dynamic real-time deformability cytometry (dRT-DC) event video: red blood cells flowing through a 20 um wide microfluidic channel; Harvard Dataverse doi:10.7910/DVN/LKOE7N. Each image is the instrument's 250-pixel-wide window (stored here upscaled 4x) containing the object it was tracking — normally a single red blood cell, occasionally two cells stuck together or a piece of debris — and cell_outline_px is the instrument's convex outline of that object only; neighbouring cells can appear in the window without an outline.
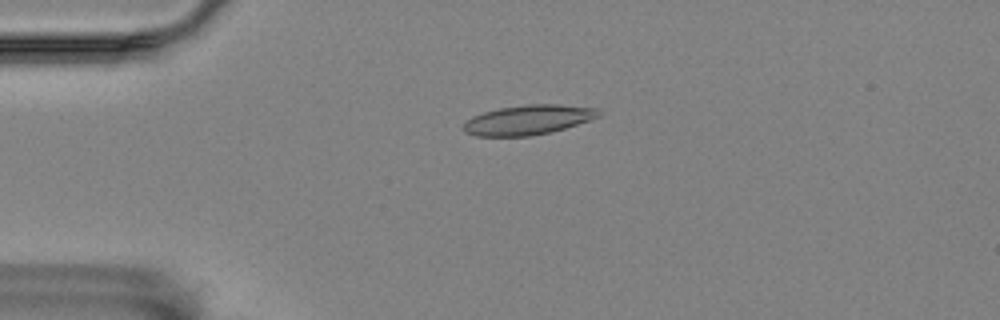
{"species": "Egyptian fruit bat (a non-hibernating species)", "species_latin": "Rousettus aegyptiacus", "temperature_condition": "room temperature", "stored_images_in_passage": 3, "camera_frame_rate_fps": 3000, "um_per_image_px": 0.085, "animal": {"sex": "female"}, "frame": {"image": 1, "passage_image": 1, "time_ms": 0.0, "image_size_px": [1000, 320], "cell_outline_px": [[604, 112], [600, 116], [564, 128], [548, 132], [528, 136], [476, 136], [464, 132], [460, 128], [472, 116], [484, 112], [500, 108], [528, 104], [560, 104], [600, 108]], "centroid_in_image_um": [44.9, 10.18], "position_along_channel_um": 40.1, "area_um2": 23.41}}
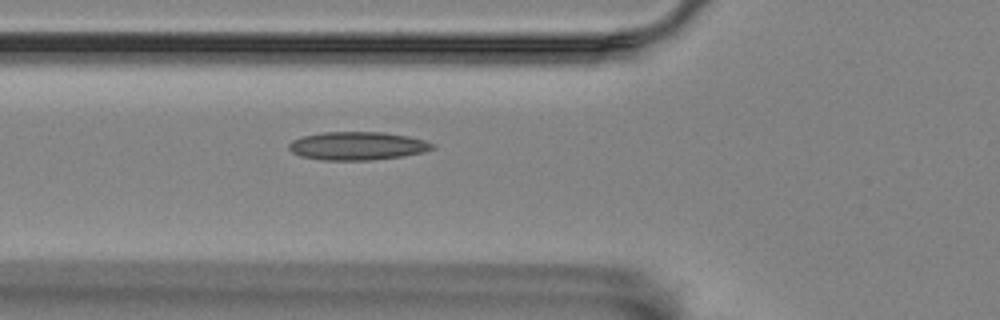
{"frame": {"image": 2, "passage_image": 3, "time_ms": 0.667, "image_size_px": [1000, 320], "cell_outline_px": [[436, 148], [424, 152], [400, 156], [372, 160], [320, 160], [300, 156], [292, 152], [288, 148], [288, 144], [292, 140], [300, 136], [324, 132], [384, 132], [408, 136], [424, 140], [436, 144]], "centroid_in_image_um": [30.37, 12.4], "position_along_channel_um": 95.4, "area_um2": 23.81}}